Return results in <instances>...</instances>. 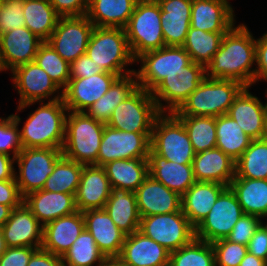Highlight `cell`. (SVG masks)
I'll list each match as a JSON object with an SVG mask.
<instances>
[{
    "label": "cell",
    "instance_id": "11a10c76",
    "mask_svg": "<svg viewBox=\"0 0 267 266\" xmlns=\"http://www.w3.org/2000/svg\"><path fill=\"white\" fill-rule=\"evenodd\" d=\"M256 65L253 84L259 80L267 82V33L256 39Z\"/></svg>",
    "mask_w": 267,
    "mask_h": 266
},
{
    "label": "cell",
    "instance_id": "8992f818",
    "mask_svg": "<svg viewBox=\"0 0 267 266\" xmlns=\"http://www.w3.org/2000/svg\"><path fill=\"white\" fill-rule=\"evenodd\" d=\"M161 9L156 0H138L125 32L133 57L165 46Z\"/></svg>",
    "mask_w": 267,
    "mask_h": 266
},
{
    "label": "cell",
    "instance_id": "ba28073f",
    "mask_svg": "<svg viewBox=\"0 0 267 266\" xmlns=\"http://www.w3.org/2000/svg\"><path fill=\"white\" fill-rule=\"evenodd\" d=\"M141 62L135 70L138 86L151 92L167 75L181 74L192 63L189 53L182 46H164L147 51L135 59Z\"/></svg>",
    "mask_w": 267,
    "mask_h": 266
},
{
    "label": "cell",
    "instance_id": "603a6c76",
    "mask_svg": "<svg viewBox=\"0 0 267 266\" xmlns=\"http://www.w3.org/2000/svg\"><path fill=\"white\" fill-rule=\"evenodd\" d=\"M235 20L229 0H192L191 28L206 32H228Z\"/></svg>",
    "mask_w": 267,
    "mask_h": 266
},
{
    "label": "cell",
    "instance_id": "ac0fdd59",
    "mask_svg": "<svg viewBox=\"0 0 267 266\" xmlns=\"http://www.w3.org/2000/svg\"><path fill=\"white\" fill-rule=\"evenodd\" d=\"M44 41L26 26L0 35V66L3 71L34 61Z\"/></svg>",
    "mask_w": 267,
    "mask_h": 266
},
{
    "label": "cell",
    "instance_id": "e0dca14e",
    "mask_svg": "<svg viewBox=\"0 0 267 266\" xmlns=\"http://www.w3.org/2000/svg\"><path fill=\"white\" fill-rule=\"evenodd\" d=\"M118 77L103 72L87 78H70L62 91V99L68 111L85 112L109 90Z\"/></svg>",
    "mask_w": 267,
    "mask_h": 266
},
{
    "label": "cell",
    "instance_id": "681fc988",
    "mask_svg": "<svg viewBox=\"0 0 267 266\" xmlns=\"http://www.w3.org/2000/svg\"><path fill=\"white\" fill-rule=\"evenodd\" d=\"M262 223L263 221L258 216L243 214L233 226L227 239L231 242L247 246L255 231Z\"/></svg>",
    "mask_w": 267,
    "mask_h": 266
},
{
    "label": "cell",
    "instance_id": "ab89813d",
    "mask_svg": "<svg viewBox=\"0 0 267 266\" xmlns=\"http://www.w3.org/2000/svg\"><path fill=\"white\" fill-rule=\"evenodd\" d=\"M235 177L267 179V140H252L235 162Z\"/></svg>",
    "mask_w": 267,
    "mask_h": 266
},
{
    "label": "cell",
    "instance_id": "6da1fadb",
    "mask_svg": "<svg viewBox=\"0 0 267 266\" xmlns=\"http://www.w3.org/2000/svg\"><path fill=\"white\" fill-rule=\"evenodd\" d=\"M256 39L245 24L233 26L222 38L221 45L205 67L206 77L232 79L246 87L253 86L256 62Z\"/></svg>",
    "mask_w": 267,
    "mask_h": 266
},
{
    "label": "cell",
    "instance_id": "94428289",
    "mask_svg": "<svg viewBox=\"0 0 267 266\" xmlns=\"http://www.w3.org/2000/svg\"><path fill=\"white\" fill-rule=\"evenodd\" d=\"M11 211L12 208L10 206L0 204V227H2L9 219Z\"/></svg>",
    "mask_w": 267,
    "mask_h": 266
},
{
    "label": "cell",
    "instance_id": "74e56055",
    "mask_svg": "<svg viewBox=\"0 0 267 266\" xmlns=\"http://www.w3.org/2000/svg\"><path fill=\"white\" fill-rule=\"evenodd\" d=\"M25 26L41 40L47 41L60 16L49 0H24Z\"/></svg>",
    "mask_w": 267,
    "mask_h": 266
},
{
    "label": "cell",
    "instance_id": "be15d7a7",
    "mask_svg": "<svg viewBox=\"0 0 267 266\" xmlns=\"http://www.w3.org/2000/svg\"><path fill=\"white\" fill-rule=\"evenodd\" d=\"M266 96H267V92H266ZM262 139L267 140V101L265 103V108H264V116H263V137H262Z\"/></svg>",
    "mask_w": 267,
    "mask_h": 266
},
{
    "label": "cell",
    "instance_id": "277c9868",
    "mask_svg": "<svg viewBox=\"0 0 267 266\" xmlns=\"http://www.w3.org/2000/svg\"><path fill=\"white\" fill-rule=\"evenodd\" d=\"M86 54L107 73L119 77L135 72L126 67L135 63L124 28L94 27Z\"/></svg>",
    "mask_w": 267,
    "mask_h": 266
},
{
    "label": "cell",
    "instance_id": "7c38bea8",
    "mask_svg": "<svg viewBox=\"0 0 267 266\" xmlns=\"http://www.w3.org/2000/svg\"><path fill=\"white\" fill-rule=\"evenodd\" d=\"M205 77V67L194 62L185 67L181 74L167 75L151 91L159 111L161 113L177 111Z\"/></svg>",
    "mask_w": 267,
    "mask_h": 266
},
{
    "label": "cell",
    "instance_id": "83f0119b",
    "mask_svg": "<svg viewBox=\"0 0 267 266\" xmlns=\"http://www.w3.org/2000/svg\"><path fill=\"white\" fill-rule=\"evenodd\" d=\"M23 202L43 226L52 220L78 211L74 194L41 189L25 196Z\"/></svg>",
    "mask_w": 267,
    "mask_h": 266
},
{
    "label": "cell",
    "instance_id": "8d00e7d4",
    "mask_svg": "<svg viewBox=\"0 0 267 266\" xmlns=\"http://www.w3.org/2000/svg\"><path fill=\"white\" fill-rule=\"evenodd\" d=\"M216 148L221 149L235 162L249 147L250 138L229 115L216 117Z\"/></svg>",
    "mask_w": 267,
    "mask_h": 266
},
{
    "label": "cell",
    "instance_id": "f6af8a7d",
    "mask_svg": "<svg viewBox=\"0 0 267 266\" xmlns=\"http://www.w3.org/2000/svg\"><path fill=\"white\" fill-rule=\"evenodd\" d=\"M34 61L62 91L66 88L70 81V64L49 43L44 41L40 45Z\"/></svg>",
    "mask_w": 267,
    "mask_h": 266
},
{
    "label": "cell",
    "instance_id": "f35d334b",
    "mask_svg": "<svg viewBox=\"0 0 267 266\" xmlns=\"http://www.w3.org/2000/svg\"><path fill=\"white\" fill-rule=\"evenodd\" d=\"M226 32H206L189 28L182 47L189 53L192 62L206 67L221 45Z\"/></svg>",
    "mask_w": 267,
    "mask_h": 266
},
{
    "label": "cell",
    "instance_id": "8fae6325",
    "mask_svg": "<svg viewBox=\"0 0 267 266\" xmlns=\"http://www.w3.org/2000/svg\"><path fill=\"white\" fill-rule=\"evenodd\" d=\"M138 231L163 246L170 253L195 238V227L188 221L182 210L141 217Z\"/></svg>",
    "mask_w": 267,
    "mask_h": 266
},
{
    "label": "cell",
    "instance_id": "7402d4cb",
    "mask_svg": "<svg viewBox=\"0 0 267 266\" xmlns=\"http://www.w3.org/2000/svg\"><path fill=\"white\" fill-rule=\"evenodd\" d=\"M110 193L111 185L104 167L84 165L75 194L77 210L104 209Z\"/></svg>",
    "mask_w": 267,
    "mask_h": 266
},
{
    "label": "cell",
    "instance_id": "6f0895ef",
    "mask_svg": "<svg viewBox=\"0 0 267 266\" xmlns=\"http://www.w3.org/2000/svg\"><path fill=\"white\" fill-rule=\"evenodd\" d=\"M60 256L54 255L51 252L45 251L42 248L38 249L30 258L27 266H62Z\"/></svg>",
    "mask_w": 267,
    "mask_h": 266
},
{
    "label": "cell",
    "instance_id": "9c48e42d",
    "mask_svg": "<svg viewBox=\"0 0 267 266\" xmlns=\"http://www.w3.org/2000/svg\"><path fill=\"white\" fill-rule=\"evenodd\" d=\"M160 114L151 92L138 87L116 106L106 125L126 132H152Z\"/></svg>",
    "mask_w": 267,
    "mask_h": 266
},
{
    "label": "cell",
    "instance_id": "ee69618b",
    "mask_svg": "<svg viewBox=\"0 0 267 266\" xmlns=\"http://www.w3.org/2000/svg\"><path fill=\"white\" fill-rule=\"evenodd\" d=\"M169 266H215L212 244L194 238L190 243L170 253Z\"/></svg>",
    "mask_w": 267,
    "mask_h": 266
},
{
    "label": "cell",
    "instance_id": "60d3db41",
    "mask_svg": "<svg viewBox=\"0 0 267 266\" xmlns=\"http://www.w3.org/2000/svg\"><path fill=\"white\" fill-rule=\"evenodd\" d=\"M82 164L61 156L54 166V171L47 178L45 191L76 194L83 170Z\"/></svg>",
    "mask_w": 267,
    "mask_h": 266
},
{
    "label": "cell",
    "instance_id": "5b68a950",
    "mask_svg": "<svg viewBox=\"0 0 267 266\" xmlns=\"http://www.w3.org/2000/svg\"><path fill=\"white\" fill-rule=\"evenodd\" d=\"M105 125L85 112L68 111L62 155L82 165H97Z\"/></svg>",
    "mask_w": 267,
    "mask_h": 266
},
{
    "label": "cell",
    "instance_id": "f546056e",
    "mask_svg": "<svg viewBox=\"0 0 267 266\" xmlns=\"http://www.w3.org/2000/svg\"><path fill=\"white\" fill-rule=\"evenodd\" d=\"M227 188L217 182L196 181L181 196L182 211L196 228L208 215L219 195Z\"/></svg>",
    "mask_w": 267,
    "mask_h": 266
},
{
    "label": "cell",
    "instance_id": "30bf717a",
    "mask_svg": "<svg viewBox=\"0 0 267 266\" xmlns=\"http://www.w3.org/2000/svg\"><path fill=\"white\" fill-rule=\"evenodd\" d=\"M61 156L62 149L55 148H23L20 151L15 158L19 173L15 170L14 177L23 198L44 187Z\"/></svg>",
    "mask_w": 267,
    "mask_h": 266
},
{
    "label": "cell",
    "instance_id": "91938a15",
    "mask_svg": "<svg viewBox=\"0 0 267 266\" xmlns=\"http://www.w3.org/2000/svg\"><path fill=\"white\" fill-rule=\"evenodd\" d=\"M239 266H267V262L248 252Z\"/></svg>",
    "mask_w": 267,
    "mask_h": 266
},
{
    "label": "cell",
    "instance_id": "d590c367",
    "mask_svg": "<svg viewBox=\"0 0 267 266\" xmlns=\"http://www.w3.org/2000/svg\"><path fill=\"white\" fill-rule=\"evenodd\" d=\"M229 187L236 194L244 214L267 217V179L234 177Z\"/></svg>",
    "mask_w": 267,
    "mask_h": 266
},
{
    "label": "cell",
    "instance_id": "7dc6e473",
    "mask_svg": "<svg viewBox=\"0 0 267 266\" xmlns=\"http://www.w3.org/2000/svg\"><path fill=\"white\" fill-rule=\"evenodd\" d=\"M211 244L215 255V266H239L248 253L246 245L231 242L227 238Z\"/></svg>",
    "mask_w": 267,
    "mask_h": 266
},
{
    "label": "cell",
    "instance_id": "4fadbf2b",
    "mask_svg": "<svg viewBox=\"0 0 267 266\" xmlns=\"http://www.w3.org/2000/svg\"><path fill=\"white\" fill-rule=\"evenodd\" d=\"M11 72L13 74V77H11L13 86L15 89L17 88L16 90L20 95L17 112H21V110L28 106L30 107L35 102H44L47 98H49V101L62 98V90L35 61L19 65ZM56 92L57 94L55 95Z\"/></svg>",
    "mask_w": 267,
    "mask_h": 266
},
{
    "label": "cell",
    "instance_id": "db71d44e",
    "mask_svg": "<svg viewBox=\"0 0 267 266\" xmlns=\"http://www.w3.org/2000/svg\"><path fill=\"white\" fill-rule=\"evenodd\" d=\"M23 200L24 198L20 194L15 177L10 180L0 181V204L14 209L19 207Z\"/></svg>",
    "mask_w": 267,
    "mask_h": 266
},
{
    "label": "cell",
    "instance_id": "3957f363",
    "mask_svg": "<svg viewBox=\"0 0 267 266\" xmlns=\"http://www.w3.org/2000/svg\"><path fill=\"white\" fill-rule=\"evenodd\" d=\"M245 87L236 80L205 77L173 114L175 116L207 117L227 114L235 98Z\"/></svg>",
    "mask_w": 267,
    "mask_h": 266
},
{
    "label": "cell",
    "instance_id": "f1b7e54d",
    "mask_svg": "<svg viewBox=\"0 0 267 266\" xmlns=\"http://www.w3.org/2000/svg\"><path fill=\"white\" fill-rule=\"evenodd\" d=\"M148 163L149 175L181 196L196 182L192 164H178L168 161L156 154L151 148Z\"/></svg>",
    "mask_w": 267,
    "mask_h": 266
},
{
    "label": "cell",
    "instance_id": "7a4b0ae2",
    "mask_svg": "<svg viewBox=\"0 0 267 266\" xmlns=\"http://www.w3.org/2000/svg\"><path fill=\"white\" fill-rule=\"evenodd\" d=\"M39 103L40 106L29 114L20 130L21 145L23 148L62 149L68 108L62 98Z\"/></svg>",
    "mask_w": 267,
    "mask_h": 266
},
{
    "label": "cell",
    "instance_id": "ffe728a7",
    "mask_svg": "<svg viewBox=\"0 0 267 266\" xmlns=\"http://www.w3.org/2000/svg\"><path fill=\"white\" fill-rule=\"evenodd\" d=\"M134 193L140 218L182 210L181 195L150 175Z\"/></svg>",
    "mask_w": 267,
    "mask_h": 266
},
{
    "label": "cell",
    "instance_id": "4316f807",
    "mask_svg": "<svg viewBox=\"0 0 267 266\" xmlns=\"http://www.w3.org/2000/svg\"><path fill=\"white\" fill-rule=\"evenodd\" d=\"M192 167L198 182H217L229 187L235 177V161L216 147L195 153Z\"/></svg>",
    "mask_w": 267,
    "mask_h": 266
},
{
    "label": "cell",
    "instance_id": "44dd1931",
    "mask_svg": "<svg viewBox=\"0 0 267 266\" xmlns=\"http://www.w3.org/2000/svg\"><path fill=\"white\" fill-rule=\"evenodd\" d=\"M85 229L95 240L106 258L118 257L126 234L112 221L105 209H89L82 212Z\"/></svg>",
    "mask_w": 267,
    "mask_h": 266
},
{
    "label": "cell",
    "instance_id": "d6986e66",
    "mask_svg": "<svg viewBox=\"0 0 267 266\" xmlns=\"http://www.w3.org/2000/svg\"><path fill=\"white\" fill-rule=\"evenodd\" d=\"M2 230L7 247H42L43 225L24 202L12 209Z\"/></svg>",
    "mask_w": 267,
    "mask_h": 266
},
{
    "label": "cell",
    "instance_id": "c3c4849f",
    "mask_svg": "<svg viewBox=\"0 0 267 266\" xmlns=\"http://www.w3.org/2000/svg\"><path fill=\"white\" fill-rule=\"evenodd\" d=\"M24 0H2L0 5V35L25 27Z\"/></svg>",
    "mask_w": 267,
    "mask_h": 266
},
{
    "label": "cell",
    "instance_id": "9f6ffc18",
    "mask_svg": "<svg viewBox=\"0 0 267 266\" xmlns=\"http://www.w3.org/2000/svg\"><path fill=\"white\" fill-rule=\"evenodd\" d=\"M250 254L267 262V223H262L247 245Z\"/></svg>",
    "mask_w": 267,
    "mask_h": 266
},
{
    "label": "cell",
    "instance_id": "e575fe53",
    "mask_svg": "<svg viewBox=\"0 0 267 266\" xmlns=\"http://www.w3.org/2000/svg\"><path fill=\"white\" fill-rule=\"evenodd\" d=\"M138 87L135 72L118 77L109 90L93 103L85 113L94 120L107 124L116 106L129 97Z\"/></svg>",
    "mask_w": 267,
    "mask_h": 266
},
{
    "label": "cell",
    "instance_id": "7bdbcfd3",
    "mask_svg": "<svg viewBox=\"0 0 267 266\" xmlns=\"http://www.w3.org/2000/svg\"><path fill=\"white\" fill-rule=\"evenodd\" d=\"M184 125L195 153L216 147V117L176 116Z\"/></svg>",
    "mask_w": 267,
    "mask_h": 266
},
{
    "label": "cell",
    "instance_id": "f5cc1de1",
    "mask_svg": "<svg viewBox=\"0 0 267 266\" xmlns=\"http://www.w3.org/2000/svg\"><path fill=\"white\" fill-rule=\"evenodd\" d=\"M103 72V68L97 66L87 54L80 55L70 64V78H87Z\"/></svg>",
    "mask_w": 267,
    "mask_h": 266
},
{
    "label": "cell",
    "instance_id": "e7e4bbea",
    "mask_svg": "<svg viewBox=\"0 0 267 266\" xmlns=\"http://www.w3.org/2000/svg\"><path fill=\"white\" fill-rule=\"evenodd\" d=\"M6 249H7V246H6V243H5L3 230H2V227H0V257L4 254Z\"/></svg>",
    "mask_w": 267,
    "mask_h": 266
},
{
    "label": "cell",
    "instance_id": "f907efd6",
    "mask_svg": "<svg viewBox=\"0 0 267 266\" xmlns=\"http://www.w3.org/2000/svg\"><path fill=\"white\" fill-rule=\"evenodd\" d=\"M36 247H7L0 257V266H27Z\"/></svg>",
    "mask_w": 267,
    "mask_h": 266
},
{
    "label": "cell",
    "instance_id": "cb8c5ba5",
    "mask_svg": "<svg viewBox=\"0 0 267 266\" xmlns=\"http://www.w3.org/2000/svg\"><path fill=\"white\" fill-rule=\"evenodd\" d=\"M119 258L130 266H168L170 252L140 231L126 235Z\"/></svg>",
    "mask_w": 267,
    "mask_h": 266
},
{
    "label": "cell",
    "instance_id": "6125c7cd",
    "mask_svg": "<svg viewBox=\"0 0 267 266\" xmlns=\"http://www.w3.org/2000/svg\"><path fill=\"white\" fill-rule=\"evenodd\" d=\"M103 266H130L122 262L119 258H107Z\"/></svg>",
    "mask_w": 267,
    "mask_h": 266
},
{
    "label": "cell",
    "instance_id": "4dcf8cb0",
    "mask_svg": "<svg viewBox=\"0 0 267 266\" xmlns=\"http://www.w3.org/2000/svg\"><path fill=\"white\" fill-rule=\"evenodd\" d=\"M245 87L230 106L229 115L253 140L263 137V116L265 104Z\"/></svg>",
    "mask_w": 267,
    "mask_h": 266
},
{
    "label": "cell",
    "instance_id": "bcb514c9",
    "mask_svg": "<svg viewBox=\"0 0 267 266\" xmlns=\"http://www.w3.org/2000/svg\"><path fill=\"white\" fill-rule=\"evenodd\" d=\"M20 121L17 112L7 118L0 117V153L11 156L12 152V157L16 158L23 149L18 129Z\"/></svg>",
    "mask_w": 267,
    "mask_h": 266
},
{
    "label": "cell",
    "instance_id": "2e32d148",
    "mask_svg": "<svg viewBox=\"0 0 267 266\" xmlns=\"http://www.w3.org/2000/svg\"><path fill=\"white\" fill-rule=\"evenodd\" d=\"M94 27L86 15L60 17L56 28L46 42L71 64L80 55L86 54Z\"/></svg>",
    "mask_w": 267,
    "mask_h": 266
},
{
    "label": "cell",
    "instance_id": "52a82bcc",
    "mask_svg": "<svg viewBox=\"0 0 267 266\" xmlns=\"http://www.w3.org/2000/svg\"><path fill=\"white\" fill-rule=\"evenodd\" d=\"M150 148L168 161L192 164L195 152L183 123L173 113H161L155 120Z\"/></svg>",
    "mask_w": 267,
    "mask_h": 266
},
{
    "label": "cell",
    "instance_id": "484cf974",
    "mask_svg": "<svg viewBox=\"0 0 267 266\" xmlns=\"http://www.w3.org/2000/svg\"><path fill=\"white\" fill-rule=\"evenodd\" d=\"M165 46H182L190 28L192 0H156Z\"/></svg>",
    "mask_w": 267,
    "mask_h": 266
},
{
    "label": "cell",
    "instance_id": "836d02e7",
    "mask_svg": "<svg viewBox=\"0 0 267 266\" xmlns=\"http://www.w3.org/2000/svg\"><path fill=\"white\" fill-rule=\"evenodd\" d=\"M103 167L111 187L133 192L149 176L148 158L114 160Z\"/></svg>",
    "mask_w": 267,
    "mask_h": 266
},
{
    "label": "cell",
    "instance_id": "d6a6232c",
    "mask_svg": "<svg viewBox=\"0 0 267 266\" xmlns=\"http://www.w3.org/2000/svg\"><path fill=\"white\" fill-rule=\"evenodd\" d=\"M138 0H89L86 17L95 27L125 28Z\"/></svg>",
    "mask_w": 267,
    "mask_h": 266
},
{
    "label": "cell",
    "instance_id": "5bb4252c",
    "mask_svg": "<svg viewBox=\"0 0 267 266\" xmlns=\"http://www.w3.org/2000/svg\"><path fill=\"white\" fill-rule=\"evenodd\" d=\"M243 214L236 194L227 187L219 195L208 215L195 228V238L208 243L225 239Z\"/></svg>",
    "mask_w": 267,
    "mask_h": 266
},
{
    "label": "cell",
    "instance_id": "816d5d0a",
    "mask_svg": "<svg viewBox=\"0 0 267 266\" xmlns=\"http://www.w3.org/2000/svg\"><path fill=\"white\" fill-rule=\"evenodd\" d=\"M88 1L89 0H49L60 17L86 15Z\"/></svg>",
    "mask_w": 267,
    "mask_h": 266
},
{
    "label": "cell",
    "instance_id": "b9f144b4",
    "mask_svg": "<svg viewBox=\"0 0 267 266\" xmlns=\"http://www.w3.org/2000/svg\"><path fill=\"white\" fill-rule=\"evenodd\" d=\"M106 257L98 248L91 233L84 229L71 247L61 257L66 266H103ZM98 262V263H97Z\"/></svg>",
    "mask_w": 267,
    "mask_h": 266
},
{
    "label": "cell",
    "instance_id": "680465c9",
    "mask_svg": "<svg viewBox=\"0 0 267 266\" xmlns=\"http://www.w3.org/2000/svg\"><path fill=\"white\" fill-rule=\"evenodd\" d=\"M15 158L7 154L0 153V181L10 180L15 174Z\"/></svg>",
    "mask_w": 267,
    "mask_h": 266
},
{
    "label": "cell",
    "instance_id": "1f68e13d",
    "mask_svg": "<svg viewBox=\"0 0 267 266\" xmlns=\"http://www.w3.org/2000/svg\"><path fill=\"white\" fill-rule=\"evenodd\" d=\"M104 209L115 225L126 235L139 230L140 215L133 191L111 187Z\"/></svg>",
    "mask_w": 267,
    "mask_h": 266
},
{
    "label": "cell",
    "instance_id": "d4e9b609",
    "mask_svg": "<svg viewBox=\"0 0 267 266\" xmlns=\"http://www.w3.org/2000/svg\"><path fill=\"white\" fill-rule=\"evenodd\" d=\"M84 229V218L79 210L52 220L43 226L41 248L62 257Z\"/></svg>",
    "mask_w": 267,
    "mask_h": 266
},
{
    "label": "cell",
    "instance_id": "9a60e30c",
    "mask_svg": "<svg viewBox=\"0 0 267 266\" xmlns=\"http://www.w3.org/2000/svg\"><path fill=\"white\" fill-rule=\"evenodd\" d=\"M151 135L152 132H126L105 125L97 166L114 160L148 158Z\"/></svg>",
    "mask_w": 267,
    "mask_h": 266
}]
</instances>
